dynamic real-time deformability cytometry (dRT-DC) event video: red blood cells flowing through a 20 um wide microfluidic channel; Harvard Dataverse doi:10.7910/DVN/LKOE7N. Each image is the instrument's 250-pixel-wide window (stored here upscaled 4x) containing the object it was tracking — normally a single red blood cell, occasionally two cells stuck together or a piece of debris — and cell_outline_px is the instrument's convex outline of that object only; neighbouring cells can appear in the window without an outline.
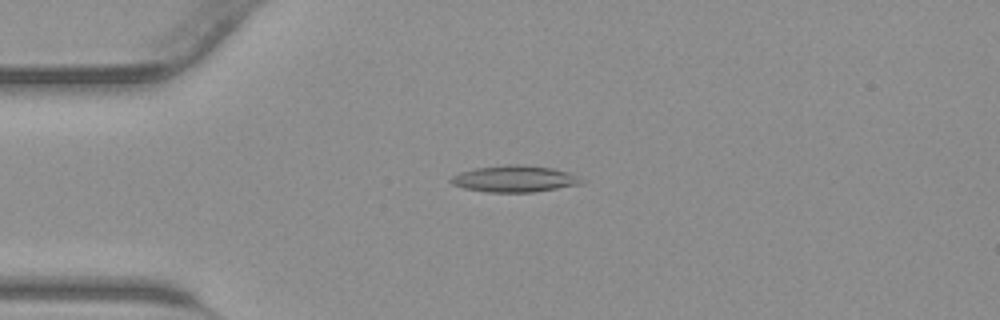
{"species": "common noctule bat (a hibernating species)", "species_latin": "Nyctalus noctula", "temperature_condition": "warm", "stored_images_in_passage": 43, "camera_frame_rate_fps": 3000, "um_per_image_px": 0.085, "animal": {"sex": "male", "body_mass_g": 23.1, "forearm_length_mm": 52.7}, "frame": {"image": 1, "passage_image": 11, "time_ms": 3.333, "image_size_px": [1000, 320], "cell_outline_px": [[588, 180], [584, 184], [532, 192], [484, 192], [464, 188], [452, 184], [448, 180], [452, 176], [460, 172], [476, 168], [508, 164], [516, 164], [552, 168], [568, 172]], "centroid_in_image_um": [43.77, 15.2], "position_along_channel_um": 41.2, "area_um2": 20.35}}
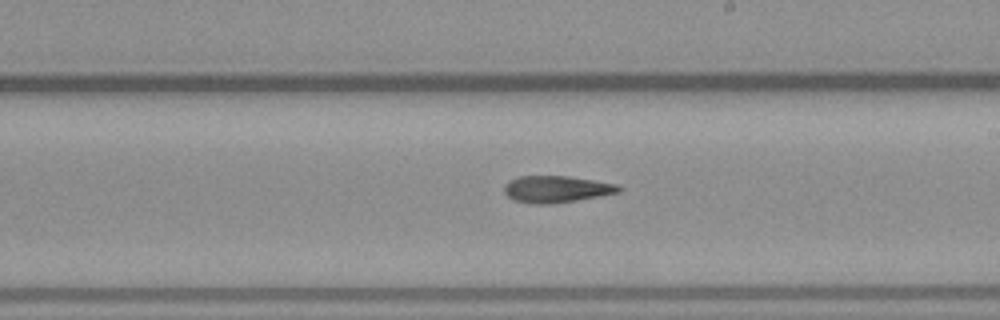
{"frame": {"image": 2, "passage_image": 25, "time_ms": 8.0, "image_size_px": [1000, 320], "cell_outline_px": [[624, 188], [620, 192], [600, 196], [552, 204], [532, 204], [512, 200], [504, 192], [504, 184], [508, 180], [516, 176], [568, 176], [616, 184]], "centroid_in_image_um": [47.25, 16.08], "position_along_channel_um": 241.7, "area_um2": 18.03}}
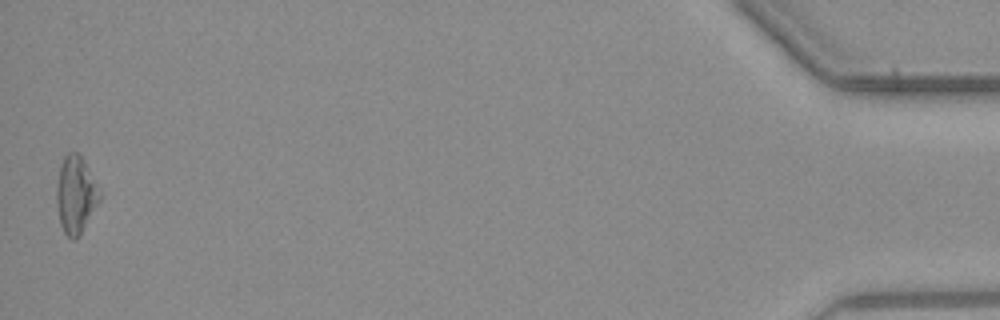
{"frame": {"image": 3, "passage_image": 43, "time_ms": 14.0, "image_size_px": [1000, 320], "cell_outline_px": [[100, 200], [80, 236], [76, 240], [72, 240], [64, 232], [60, 224], [56, 204], [56, 184], [60, 164], [64, 156], [68, 152], [76, 152], [84, 160], [100, 188]], "centroid_in_image_um": [6.43, 16.56], "position_along_channel_um": 428.8, "area_um2": 19.71}}